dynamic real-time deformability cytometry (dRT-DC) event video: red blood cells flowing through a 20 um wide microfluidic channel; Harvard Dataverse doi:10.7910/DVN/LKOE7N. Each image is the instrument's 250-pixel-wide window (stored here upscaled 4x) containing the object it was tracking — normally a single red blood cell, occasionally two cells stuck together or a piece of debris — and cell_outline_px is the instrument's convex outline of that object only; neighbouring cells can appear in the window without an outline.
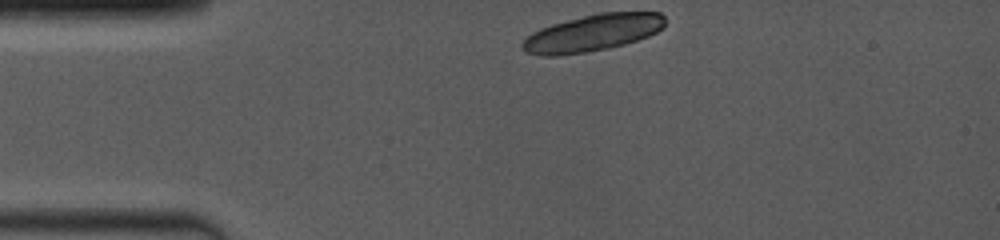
{"species": "common noctule bat (a hibernating species)", "species_latin": "Nyctalus noctula", "temperature_condition": "room temperature", "stored_images_in_passage": 5, "camera_frame_rate_fps": 4000, "um_per_image_px": 0.085, "animal": {"sex": "female", "body_mass_g": 19.0, "forearm_length_mm": 53.3}, "frame": {"image": 1, "passage_image": 1, "time_ms": 0.0, "image_size_px": [1000, 240], "cell_outline_px": [[664, 28], [648, 36], [624, 44], [608, 48], [584, 52], [556, 56], [540, 56], [524, 52], [520, 48], [520, 44], [532, 32], [540, 28], [552, 24], [600, 12], [660, 12], [664, 16]], "centroid_in_image_um": [50.34, 2.8], "position_along_channel_um": 34.7, "area_um2": 30.58}}